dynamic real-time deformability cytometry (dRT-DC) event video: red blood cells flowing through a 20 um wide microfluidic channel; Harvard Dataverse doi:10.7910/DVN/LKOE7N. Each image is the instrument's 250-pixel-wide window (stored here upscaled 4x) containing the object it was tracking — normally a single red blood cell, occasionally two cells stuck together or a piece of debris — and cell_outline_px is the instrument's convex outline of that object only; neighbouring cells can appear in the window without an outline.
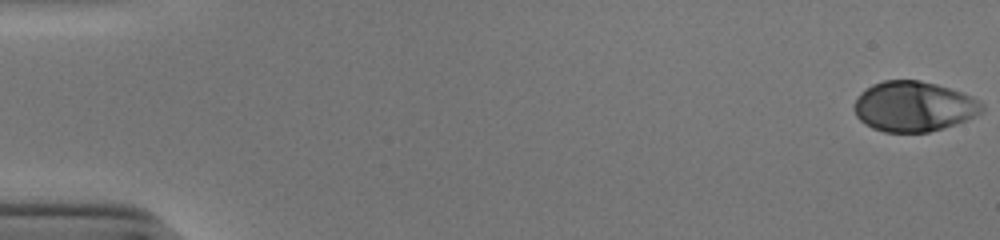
{"species": "human", "species_latin": "Homo sapiens", "temperature_condition": "cold", "stored_images_in_passage": 53, "camera_frame_rate_fps": 3000, "um_per_image_px": 0.085, "donor": {"sex": "male"}, "frame": {"image": 1, "passage_image": 1, "time_ms": 0.0, "image_size_px": [1000, 240], "cell_outline_px": [[984, 112], [956, 124], [944, 128], [928, 132], [884, 132], [872, 128], [864, 124], [856, 116], [852, 108], [860, 92], [872, 84], [884, 80], [920, 80], [936, 84], [964, 92], [980, 100], [984, 104]], "centroid_in_image_um": [77.68, 9.04], "position_along_channel_um": 7.3, "area_um2": 37.86}}
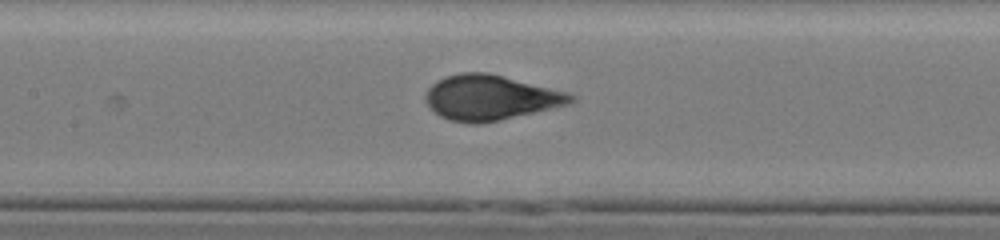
{"frame": {"image": 2, "passage_image": 26, "time_ms": 8.333, "image_size_px": [1000, 240], "cell_outline_px": [[576, 100], [568, 104], [500, 120], [480, 124], [472, 124], [452, 120], [440, 116], [428, 104], [424, 96], [428, 88], [436, 80], [444, 76], [460, 72], [488, 72], [568, 92], [576, 96]], "centroid_in_image_um": [41.67, 8.28], "position_along_channel_um": 165.7, "area_um2": 38.03}}
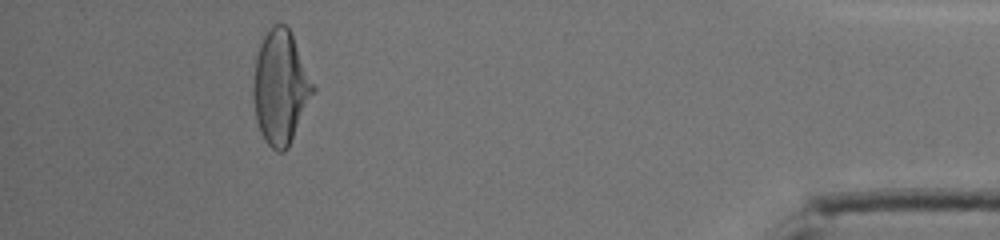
{"frame": {"image": 3, "passage_image": 49, "time_ms": 16.0, "image_size_px": [1000, 240], "cell_outline_px": [[316, 92], [288, 148], [284, 152], [276, 152], [264, 140], [260, 132], [256, 120], [252, 96], [252, 80], [256, 56], [260, 44], [264, 36], [272, 24], [284, 24], [288, 28], [292, 36], [316, 88]], "centroid_in_image_um": [23.83, 7.47], "position_along_channel_um": 411.4, "area_um2": 39.94}, "authors_computed_cell_mechanics": {"area_um2": 37.8012, "velocity_mm_per_s": 3.914, "shape_relaxation_time_tau1_ms": 4.5421, "shape_relaxation_time_tau2_ms": null, "deformation_change_tau1": 0.2055, "deformation_change_tau2": null}}